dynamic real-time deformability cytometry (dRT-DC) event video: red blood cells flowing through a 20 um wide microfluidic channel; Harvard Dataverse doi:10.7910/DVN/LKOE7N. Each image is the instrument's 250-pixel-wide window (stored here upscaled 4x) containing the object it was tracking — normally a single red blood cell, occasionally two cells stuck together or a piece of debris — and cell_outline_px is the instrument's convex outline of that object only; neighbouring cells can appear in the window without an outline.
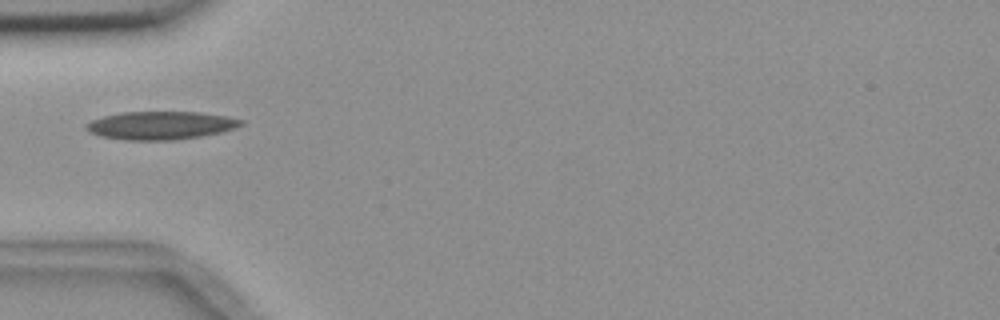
{"species": "common noctule bat (a hibernating species)", "species_latin": "Nyctalus noctula", "temperature_condition": "room temperature", "stored_images_in_passage": 1, "camera_frame_rate_fps": 3000, "um_per_image_px": 0.085, "animal": {"sex": "female", "body_mass_g": 18.4}, "frame": {"image": 1, "passage_image": 1, "time_ms": 0.0, "image_size_px": [1000, 320], "cell_outline_px": [[244, 124], [236, 128], [220, 132], [200, 136], [172, 140], [128, 140], [100, 136], [84, 128], [84, 124], [92, 120], [104, 116], [124, 112], [200, 112], [228, 116], [244, 120]], "centroid_in_image_um": [13.68, 10.65], "position_along_channel_um": 71.3, "area_um2": 25.32}}